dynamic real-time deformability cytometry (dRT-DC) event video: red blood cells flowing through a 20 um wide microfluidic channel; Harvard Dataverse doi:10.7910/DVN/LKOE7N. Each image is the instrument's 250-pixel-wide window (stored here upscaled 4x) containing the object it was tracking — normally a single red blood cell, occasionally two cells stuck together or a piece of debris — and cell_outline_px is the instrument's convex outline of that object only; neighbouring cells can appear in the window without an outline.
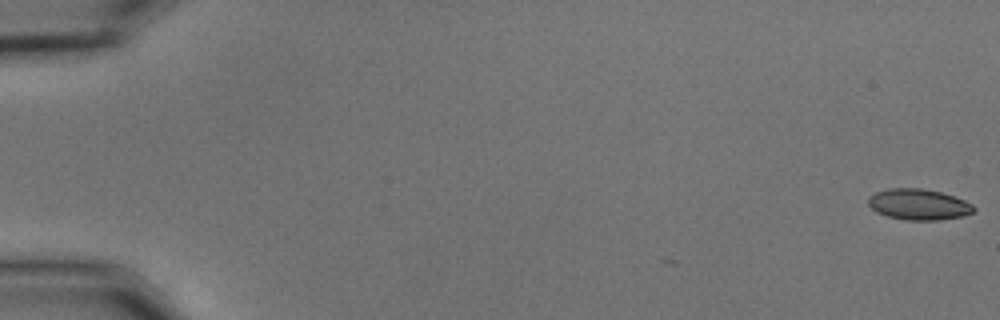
{"species": "common noctule bat (a hibernating species)", "species_latin": "Nyctalus noctula", "temperature_condition": "cold", "stored_images_in_passage": 4, "camera_frame_rate_fps": 3000, "um_per_image_px": 0.085, "animal": {"sex": "male", "body_mass_g": 15.6}, "frame": {"image": 1, "passage_image": 1, "time_ms": 0.0, "image_size_px": [1000, 320], "cell_outline_px": [[976, 208], [972, 212], [964, 216], [940, 220], [908, 220], [888, 216], [876, 212], [868, 204], [868, 196], [876, 192], [888, 188], [920, 188], [940, 192], [964, 200], [972, 204]], "centroid_in_image_um": [78.07, 17.38], "position_along_channel_um": 6.9, "area_um2": 18.96}}